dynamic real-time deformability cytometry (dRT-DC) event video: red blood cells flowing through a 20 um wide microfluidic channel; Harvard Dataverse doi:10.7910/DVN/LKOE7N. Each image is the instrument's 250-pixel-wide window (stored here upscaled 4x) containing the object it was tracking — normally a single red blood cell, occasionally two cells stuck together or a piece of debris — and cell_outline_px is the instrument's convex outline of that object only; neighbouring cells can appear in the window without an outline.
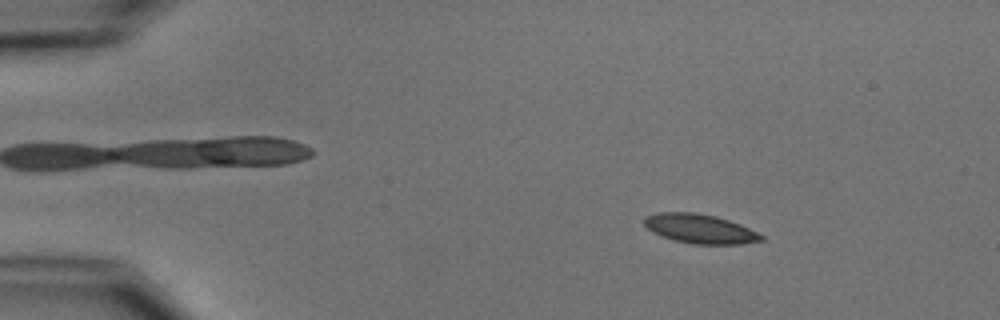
{"species": "common noctule bat (a hibernating species)", "species_latin": "Nyctalus noctula", "temperature_condition": "cold", "stored_images_in_passage": 48, "camera_frame_rate_fps": 3000, "um_per_image_px": 0.085, "animal": {"sex": "male", "body_mass_g": 15.6}, "frame": {"image": 1, "passage_image": 2, "time_ms": 0.333, "image_size_px": [1000, 320], "cell_outline_px": [[764, 240], [740, 244], [692, 244], [676, 240], [652, 232], [644, 224], [644, 216], [660, 212], [692, 212], [716, 216], [740, 224], [764, 236]], "centroid_in_image_um": [59.49, 19.44], "position_along_channel_um": 25.5, "area_um2": 19.77}}
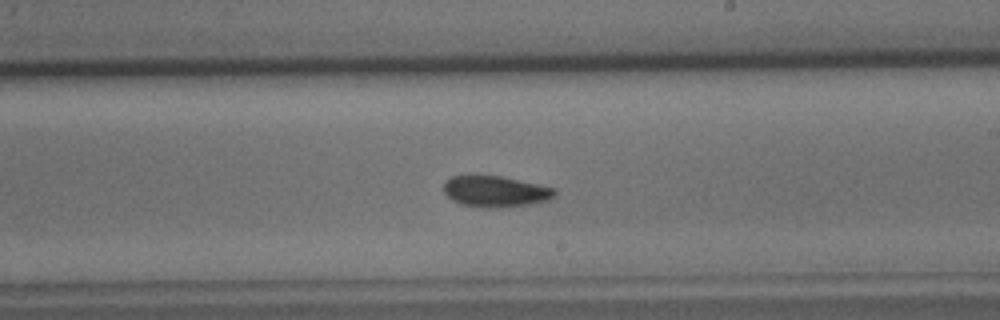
{"frame": {"image": 2, "passage_image": 26, "time_ms": 8.333, "image_size_px": [1000, 320], "cell_outline_px": [[556, 196], [548, 200], [532, 204], [500, 208], [480, 208], [460, 204], [452, 200], [444, 192], [444, 180], [452, 176], [500, 176], [556, 188]], "centroid_in_image_um": [42.12, 16.29], "position_along_channel_um": 246.9, "area_um2": 20.29}}
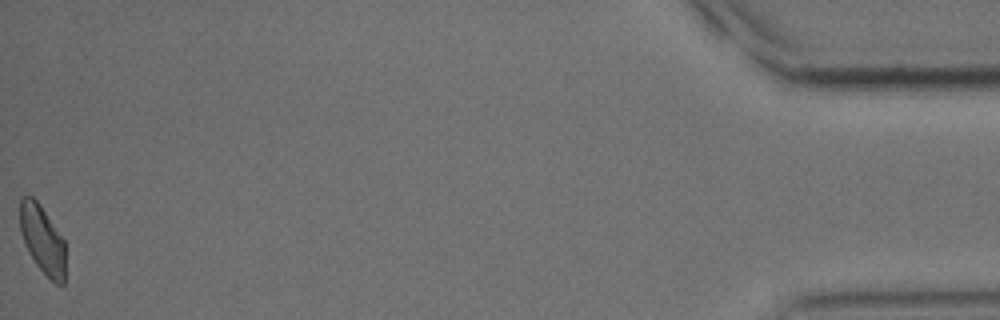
{"frame": {"image": 3, "passage_image": 48, "time_ms": 15.667, "image_size_px": [1000, 320], "cell_outline_px": [[64, 284], [56, 284], [36, 264], [20, 232], [20, 200], [24, 196], [32, 196], [40, 204], [64, 240]], "centroid_in_image_um": [3.6, 20.33], "position_along_channel_um": 431.6, "area_um2": 17.57}, "authors_computed_cell_mechanics": {"area_um2": 19.8543, "velocity_mm_per_s": 3.7403, "shape_relaxation_time_tau1_ms": 4.3442, "shape_relaxation_time_tau2_ms": 6.7661, "deformation_change_tau1": 0.1015, "deformation_change_tau2": 0.1028}}